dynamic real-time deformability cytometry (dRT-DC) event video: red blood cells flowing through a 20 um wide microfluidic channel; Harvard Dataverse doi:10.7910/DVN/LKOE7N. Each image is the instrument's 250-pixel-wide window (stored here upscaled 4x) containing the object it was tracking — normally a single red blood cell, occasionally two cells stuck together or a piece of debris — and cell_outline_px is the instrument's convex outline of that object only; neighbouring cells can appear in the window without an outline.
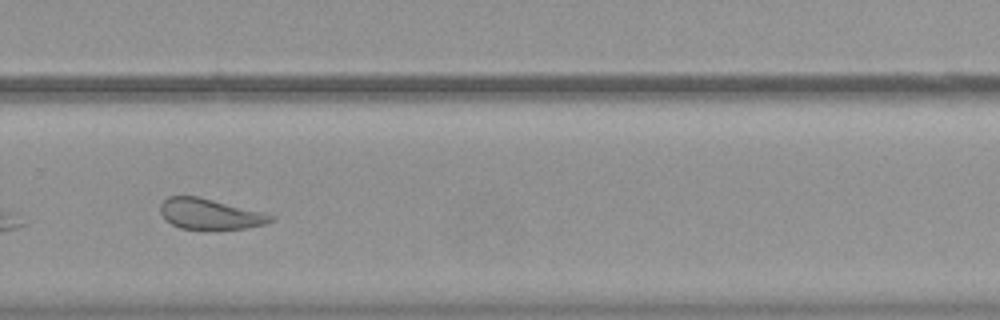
{"species": "common noctule bat (a hibernating species)", "species_latin": "Nyctalus noctula", "temperature_condition": "warm", "stored_images_in_passage": 29, "camera_frame_rate_fps": 3000, "um_per_image_px": 0.085, "animal": {"sex": "female", "body_mass_g": 19.9}, "frame": {"image": 1, "passage_image": 21, "time_ms": 6.667, "image_size_px": [1000, 320], "cell_outline_px": [[276, 216], [272, 220], [264, 224], [248, 228], [180, 228], [172, 224], [160, 212], [160, 204], [168, 196], [196, 196]], "centroid_in_image_um": [17.81, 18.18], "position_along_channel_um": 312.0, "area_um2": 18.96}, "authors_computed_cell_mechanics": {"area_um2": 20.1722, "velocity_mm_per_s": 3.7181, "shape_relaxation_time_tau1_ms": null, "shape_relaxation_time_tau2_ms": 2.0509, "deformation_change_tau1": null, "deformation_change_tau2": 0.1008}}